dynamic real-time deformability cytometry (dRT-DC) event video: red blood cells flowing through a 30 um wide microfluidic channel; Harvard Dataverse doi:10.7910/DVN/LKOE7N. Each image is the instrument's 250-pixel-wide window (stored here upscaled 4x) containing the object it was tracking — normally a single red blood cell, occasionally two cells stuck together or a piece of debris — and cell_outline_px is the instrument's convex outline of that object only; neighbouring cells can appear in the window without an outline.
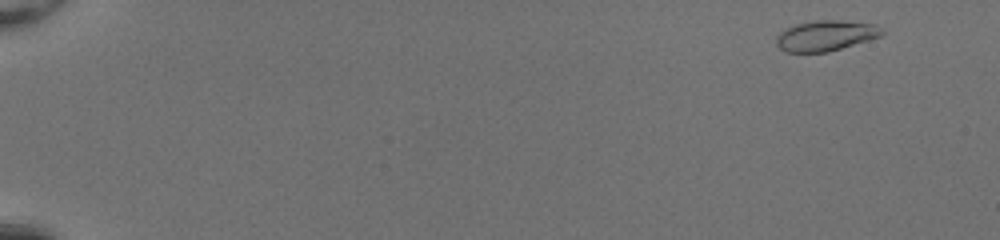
{"species": "common noctule bat (a hibernating species)", "species_latin": "Nyctalus noctula", "temperature_condition": "room temperature", "stored_images_in_passage": 50, "camera_frame_rate_fps": 3000, "um_per_image_px": 0.085, "animal": {"sex": "female", "body_mass_g": 20.0, "forearm_length_mm": 54.0}, "frame": {"image": 1, "passage_image": 2, "time_ms": 0.333, "image_size_px": [1000, 240], "cell_outline_px": [[884, 32], [880, 36], [868, 40], [828, 52], [784, 52], [776, 44], [776, 36], [780, 32], [796, 24], [812, 20], [840, 20], [876, 24], [884, 28]], "centroid_in_image_um": [70.19, 3.02], "position_along_channel_um": 14.8, "area_um2": 18.84}}
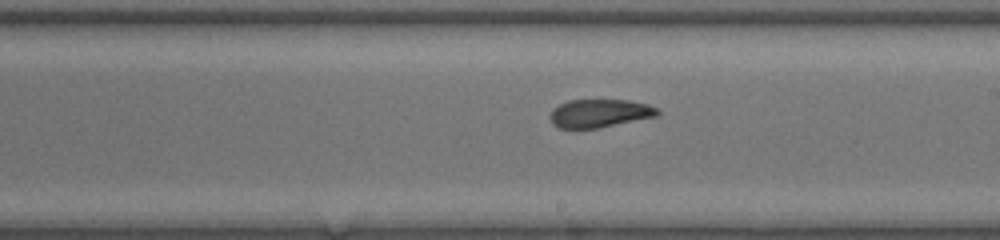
{"frame": {"image": 2, "passage_image": 31, "time_ms": 10.0, "image_size_px": [1000, 240], "cell_outline_px": [[660, 112], [656, 116], [600, 128], [560, 128], [552, 124], [552, 108], [568, 100], [628, 100], [648, 104], [656, 108]], "centroid_in_image_um": [50.98, 9.63], "position_along_channel_um": 238.0, "area_um2": 17.51}}
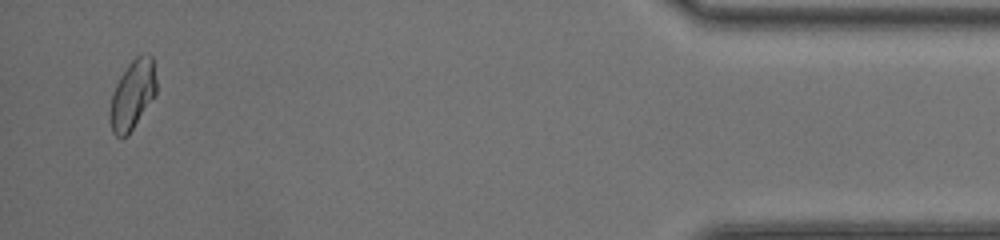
{"frame": {"image": 3, "passage_image": 49, "time_ms": 16.0, "image_size_px": [1000, 240], "cell_outline_px": [[156, 92], [128, 136], [116, 136], [112, 132], [112, 92], [120, 76], [128, 64], [136, 56], [152, 56], [156, 80]], "centroid_in_image_um": [11.28, 8.03], "position_along_channel_um": 423.9, "area_um2": 17.92}, "authors_computed_cell_mechanics": {"area_um2": 18.6983, "velocity_mm_per_s": 4.1506, "shape_relaxation_time_tau1_ms": null, "shape_relaxation_time_tau2_ms": 1.4438, "deformation_change_tau1": null, "deformation_change_tau2": 0.0516}}